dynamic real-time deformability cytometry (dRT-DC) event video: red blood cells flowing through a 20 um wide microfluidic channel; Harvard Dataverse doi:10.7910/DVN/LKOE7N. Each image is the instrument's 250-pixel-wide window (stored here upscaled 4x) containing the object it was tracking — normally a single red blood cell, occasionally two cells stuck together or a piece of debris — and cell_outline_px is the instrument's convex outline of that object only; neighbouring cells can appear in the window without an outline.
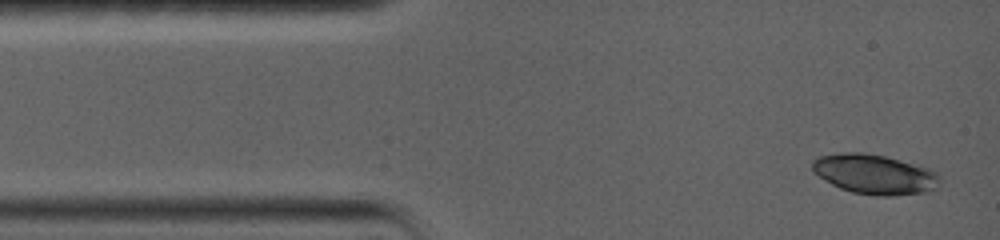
{"species": "common noctule bat (a hibernating species)", "species_latin": "Nyctalus noctula", "temperature_condition": "warm", "stored_images_in_passage": 6, "camera_frame_rate_fps": 5000, "um_per_image_px": 0.085, "animal": {"sex": "female", "body_mass_g": 19.0, "forearm_length_mm": 56.7}, "frame": {"image": 1, "passage_image": 1, "time_ms": 0.0, "image_size_px": [1000, 240], "cell_outline_px": [[940, 176], [936, 188], [928, 192], [896, 196], [876, 196], [852, 192], [840, 188], [824, 180], [812, 172], [812, 160], [816, 156], [844, 152], [864, 152], [884, 156], [928, 168], [936, 172]], "centroid_in_image_um": [74.3, 14.81], "position_along_channel_um": 10.7, "area_um2": 29.77}}
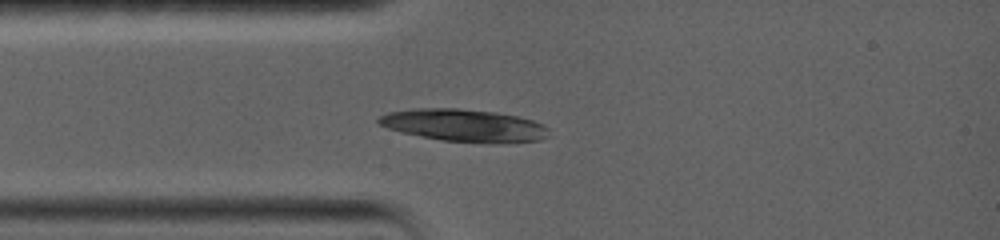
{"frame": {"image": 2, "passage_image": 6, "time_ms": 2.6, "image_size_px": [1000, 240], "cell_outline_px": [[548, 136], [540, 140], [504, 144], [440, 140], [400, 132], [388, 128], [380, 124], [376, 120], [380, 116], [388, 112], [412, 108], [456, 108], [496, 112], [516, 116], [532, 120], [544, 124], [548, 128]], "centroid_in_image_um": [39.47, 10.66], "position_along_channel_um": 45.5, "area_um2": 32.43}}